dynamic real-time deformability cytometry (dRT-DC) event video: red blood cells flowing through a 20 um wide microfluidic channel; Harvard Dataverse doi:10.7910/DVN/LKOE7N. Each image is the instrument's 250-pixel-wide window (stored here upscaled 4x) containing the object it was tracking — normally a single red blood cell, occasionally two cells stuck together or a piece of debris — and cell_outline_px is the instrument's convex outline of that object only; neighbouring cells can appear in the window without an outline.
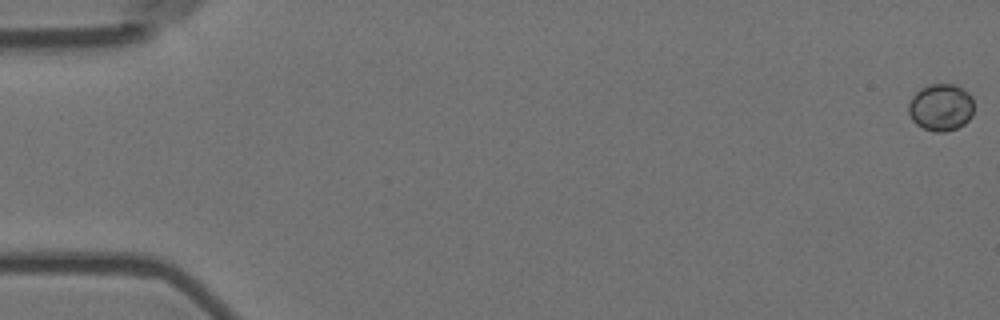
{"species": "Egyptian fruit bat (a non-hibernating species)", "species_latin": "Rousettus aegyptiacus", "temperature_condition": "room temperature", "stored_images_in_passage": 15, "camera_frame_rate_fps": 3000, "um_per_image_px": 0.085, "animal": {"sex": "female"}, "frame": {"image": 1, "passage_image": 1, "time_ms": 0.0, "image_size_px": [1000, 320], "cell_outline_px": [[972, 116], [964, 124], [956, 128], [944, 132], [936, 132], [924, 128], [916, 124], [912, 120], [908, 112], [908, 104], [912, 96], [920, 88], [928, 84], [956, 84], [968, 92], [972, 96]], "centroid_in_image_um": [79.96, 9.11], "position_along_channel_um": 5.0, "area_um2": 18.03}}
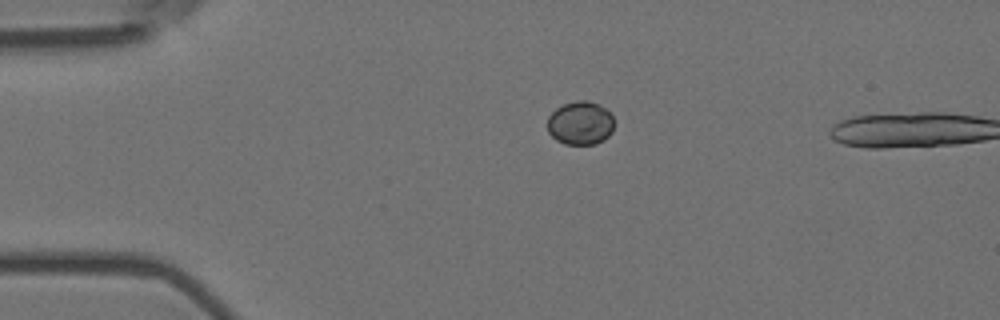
{"frame": {"image": 2, "passage_image": 13, "time_ms": 4.0, "image_size_px": [1000, 320], "cell_outline_px": [[612, 132], [604, 140], [596, 144], [564, 144], [556, 140], [548, 132], [548, 116], [556, 108], [564, 104], [580, 100], [588, 100], [604, 108], [612, 116]], "centroid_in_image_um": [49.3, 10.48], "position_along_channel_um": 35.7, "area_um2": 16.76}}